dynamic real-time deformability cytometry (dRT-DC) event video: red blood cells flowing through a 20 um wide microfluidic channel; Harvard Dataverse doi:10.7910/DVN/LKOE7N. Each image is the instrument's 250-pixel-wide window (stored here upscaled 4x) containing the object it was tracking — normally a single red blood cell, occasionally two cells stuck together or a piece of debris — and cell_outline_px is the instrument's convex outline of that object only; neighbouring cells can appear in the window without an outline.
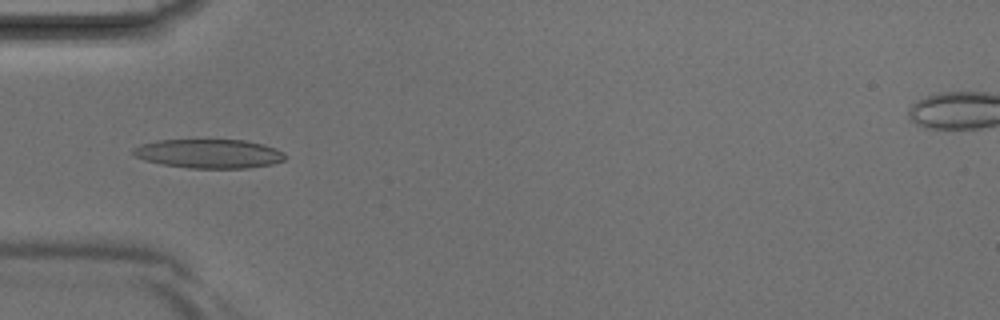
{"species": "Egyptian fruit bat (a non-hibernating species)", "species_latin": "Rousettus aegyptiacus", "temperature_condition": "room temperature", "stored_images_in_passage": 41, "camera_frame_rate_fps": 3000, "um_per_image_px": 0.085, "animal": {"sex": "male"}, "frame": {"image": 1, "passage_image": 13, "time_ms": 4.0, "image_size_px": [1000, 320], "cell_outline_px": [[288, 156], [284, 160], [272, 164], [248, 168], [188, 168], [164, 164], [144, 160], [132, 156], [132, 148], [140, 144], [156, 140], [244, 140], [264, 144], [276, 148], [284, 152]], "centroid_in_image_um": [17.76, 13.06], "position_along_channel_um": 67.2, "area_um2": 25.95}}
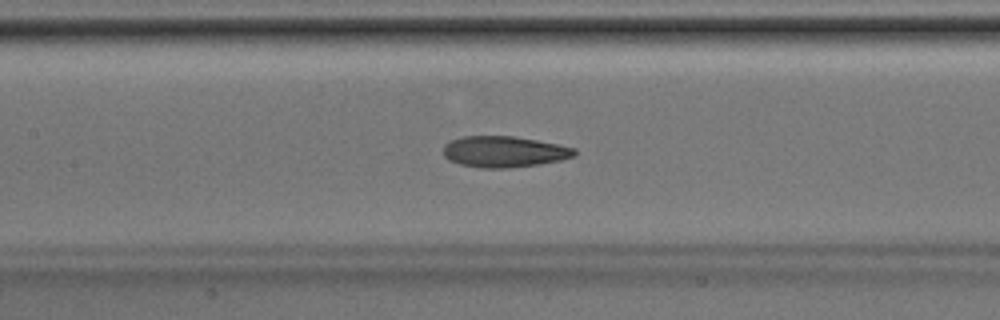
{"frame": {"image": 2, "passage_image": 19, "time_ms": 6.0, "image_size_px": [1000, 320], "cell_outline_px": [[576, 156], [560, 160], [540, 164], [508, 168], [480, 168], [460, 164], [448, 160], [444, 156], [444, 144], [452, 140], [464, 136], [512, 136], [536, 140], [576, 148]], "centroid_in_image_um": [42.85, 12.9], "position_along_channel_um": 164.6, "area_um2": 23.76}}
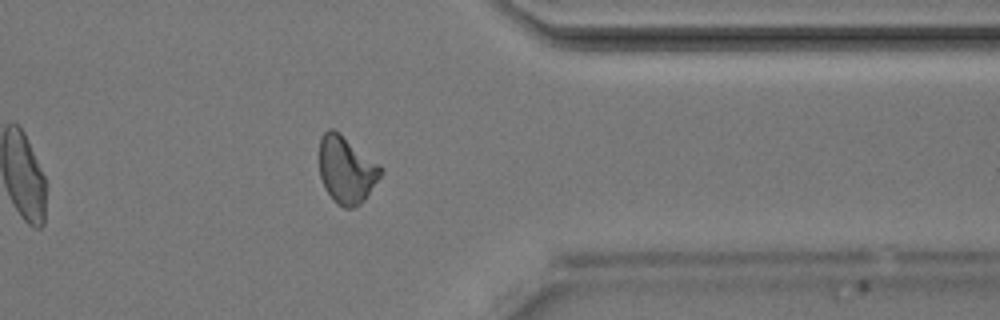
{"frame": {"image": 3, "passage_image": 33, "time_ms": 10.667, "image_size_px": [1000, 320], "cell_outline_px": [[384, 172], [364, 200], [360, 204], [352, 208], [344, 208], [332, 200], [324, 188], [320, 176], [320, 136], [328, 128], [332, 128], [340, 132], [380, 164]], "centroid_in_image_um": [29.45, 14.42], "position_along_channel_um": 381.9, "area_um2": 24.33}}